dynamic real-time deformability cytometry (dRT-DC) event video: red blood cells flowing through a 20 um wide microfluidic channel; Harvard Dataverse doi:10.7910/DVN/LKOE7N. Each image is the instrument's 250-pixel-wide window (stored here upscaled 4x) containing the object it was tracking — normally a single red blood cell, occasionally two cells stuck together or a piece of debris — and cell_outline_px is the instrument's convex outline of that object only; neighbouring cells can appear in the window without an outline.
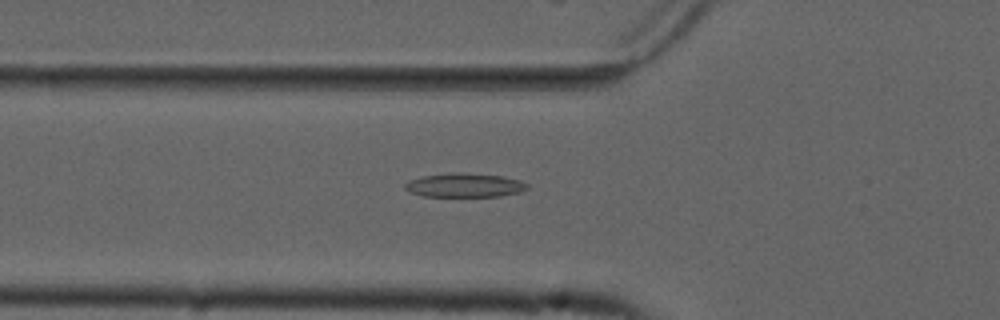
{"species": "common noctule bat (a hibernating species)", "species_latin": "Nyctalus noctula", "temperature_condition": "cold", "stored_images_in_passage": 50, "camera_frame_rate_fps": 3000, "um_per_image_px": 0.085, "animal": {"sex": "male", "forearm_length_mm": 52.5}, "frame": {"image": 1, "passage_image": 14, "time_ms": 4.333, "image_size_px": [1000, 320], "cell_outline_px": [[528, 188], [520, 192], [500, 196], [424, 196], [412, 192], [404, 188], [404, 184], [408, 180], [420, 176], [456, 172], [464, 172], [500, 176], [520, 180], [528, 184]], "centroid_in_image_um": [39.48, 15.73], "position_along_channel_um": 86.3, "area_um2": 17.05}}
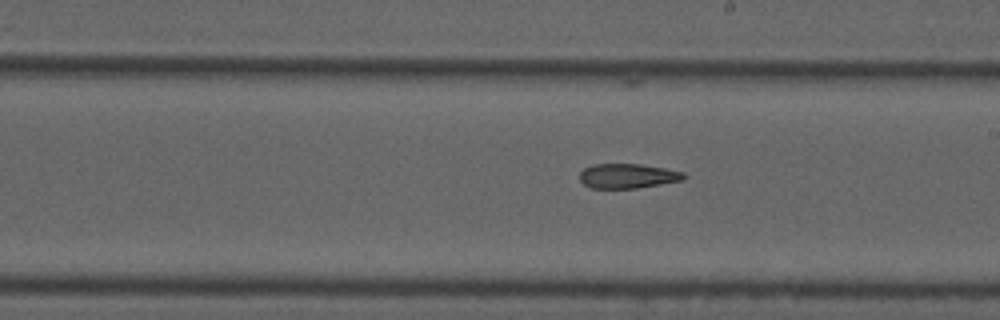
{"frame": {"image": 2, "passage_image": 26, "time_ms": 8.333, "image_size_px": [1000, 320], "cell_outline_px": [[688, 176], [684, 180], [636, 188], [588, 188], [580, 180], [580, 172], [584, 168], [592, 164], [640, 164], [664, 168], [684, 172]], "centroid_in_image_um": [53.36, 14.95], "position_along_channel_um": 235.6, "area_um2": 15.03}}
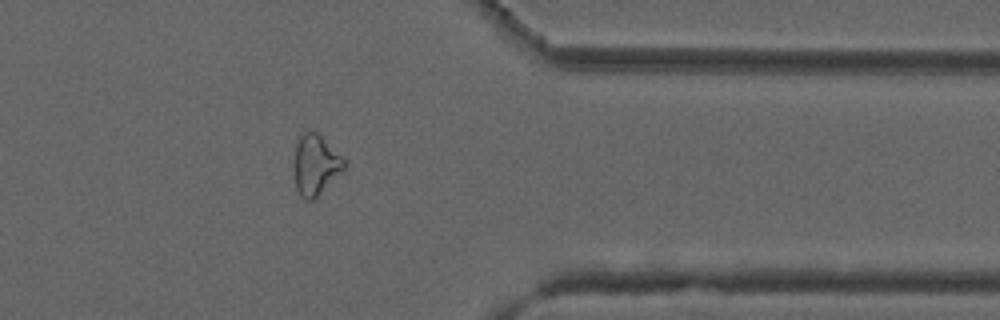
{"frame": {"image": 3, "passage_image": 39, "time_ms": 12.667, "image_size_px": [1000, 320], "cell_outline_px": [[348, 164], [312, 200], [304, 200], [300, 196], [296, 188], [292, 168], [296, 144], [300, 136], [304, 132], [316, 132]], "centroid_in_image_um": [26.75, 14.03], "position_along_channel_um": 384.7, "area_um2": 17.22}, "authors_computed_cell_mechanics": {"area_um2": 17.1666, "velocity_mm_per_s": 3.7289, "shape_relaxation_time_tau1_ms": null, "shape_relaxation_time_tau2_ms": 6.4306, "deformation_change_tau1": null, "deformation_change_tau2": 0.1711}}